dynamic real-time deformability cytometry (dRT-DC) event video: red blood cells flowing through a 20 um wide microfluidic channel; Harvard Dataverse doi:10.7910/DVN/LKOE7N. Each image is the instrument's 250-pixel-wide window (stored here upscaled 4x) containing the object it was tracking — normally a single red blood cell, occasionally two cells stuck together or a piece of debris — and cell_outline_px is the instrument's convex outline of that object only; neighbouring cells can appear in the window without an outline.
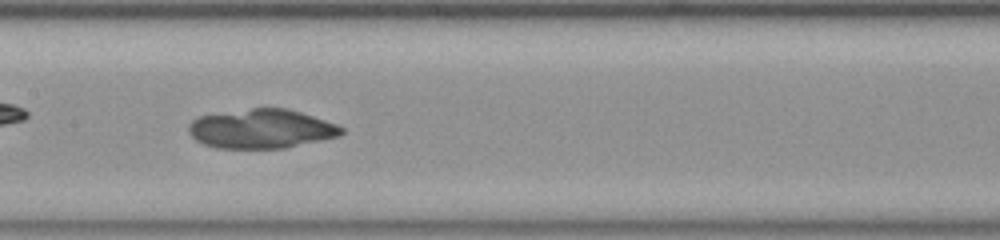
{"species": "common noctule bat (a hibernating species)", "species_latin": "Nyctalus noctula", "temperature_condition": "room temperature", "stored_images_in_passage": 38, "camera_frame_rate_fps": 3000, "um_per_image_px": 0.085, "animal": {"sex": "female", "body_mass_g": 23.0, "forearm_length_mm": 53.4}, "frame": {"image": 1, "passage_image": 11, "time_ms": 3.333, "image_size_px": [1000, 240], "cell_outline_px": [[344, 132], [340, 136], [284, 148], [220, 148], [204, 144], [196, 140], [188, 132], [188, 124], [192, 120], [200, 116], [252, 108], [288, 108], [336, 124], [344, 128]], "centroid_in_image_um": [22.22, 10.95], "position_along_channel_um": 185.2, "area_um2": 34.68}}
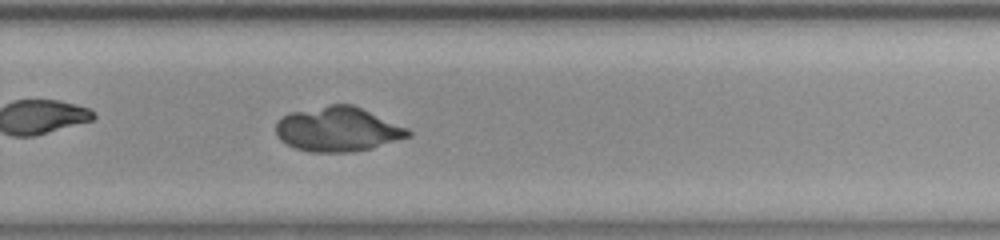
{"frame": {"image": 2, "passage_image": 20, "time_ms": 6.333, "image_size_px": [1000, 240], "cell_outline_px": [[412, 132], [408, 136], [372, 148], [352, 152], [312, 152], [296, 148], [280, 140], [276, 132], [276, 120], [280, 116], [288, 112], [328, 104], [352, 104], [408, 128]], "centroid_in_image_um": [28.66, 10.97], "position_along_channel_um": 301.1, "area_um2": 34.39}}
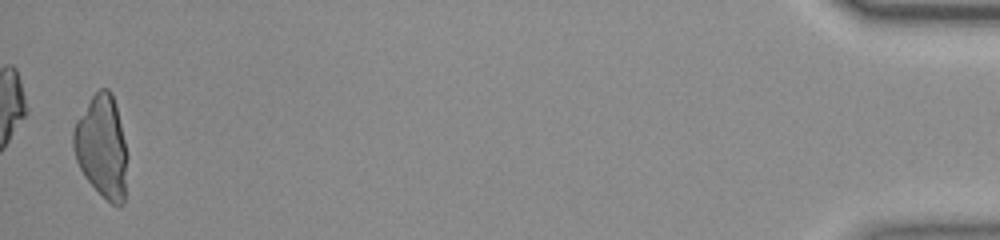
{"frame": {"image": 3, "passage_image": 37, "time_ms": 12.0, "image_size_px": [1000, 240], "cell_outline_px": [[128, 156], [124, 204], [112, 204], [84, 176], [76, 160], [72, 148], [72, 132], [76, 120], [92, 96], [100, 88], [108, 88], [112, 92], [116, 104]], "centroid_in_image_um": [8.66, 12.44], "position_along_channel_um": 426.5, "area_um2": 32.25}}